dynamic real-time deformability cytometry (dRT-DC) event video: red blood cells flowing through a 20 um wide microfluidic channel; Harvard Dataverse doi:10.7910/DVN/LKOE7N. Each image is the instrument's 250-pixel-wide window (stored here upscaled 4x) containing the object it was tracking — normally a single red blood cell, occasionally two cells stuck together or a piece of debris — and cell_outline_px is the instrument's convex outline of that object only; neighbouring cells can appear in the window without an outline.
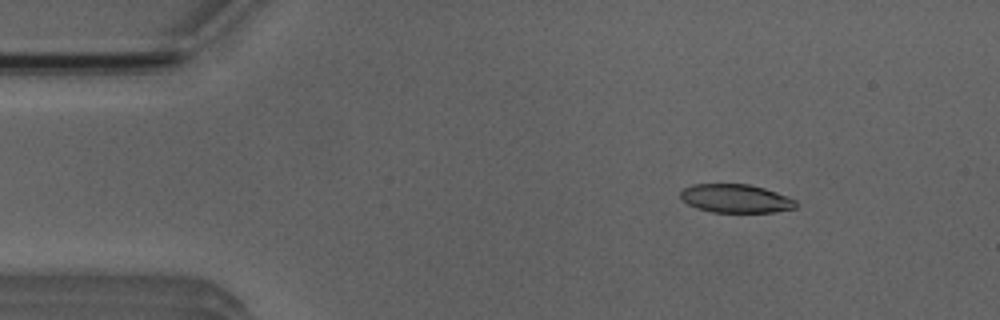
{"species": "Egyptian fruit bat (a non-hibernating species)", "species_latin": "Rousettus aegyptiacus", "temperature_condition": "room temperature", "stored_images_in_passage": 3, "camera_frame_rate_fps": 3000, "um_per_image_px": 0.085, "animal": {"sex": "male"}, "frame": {"image": 1, "passage_image": 1, "time_ms": 0.0, "image_size_px": [1000, 320], "cell_outline_px": [[796, 208], [772, 212], [712, 212], [696, 208], [688, 204], [680, 196], [680, 192], [684, 188], [692, 184], [748, 184], [764, 188], [776, 192], [796, 200]], "centroid_in_image_um": [62.52, 16.87], "position_along_channel_um": 22.5, "area_um2": 19.07}}
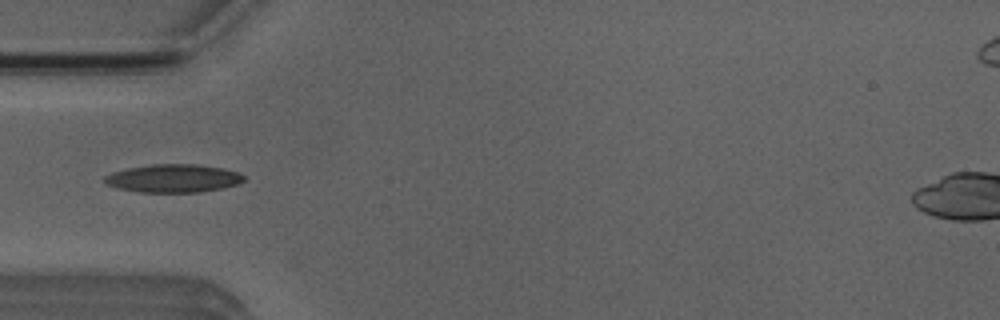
{"frame": {"image": 2, "passage_image": 3, "time_ms": 3.0, "image_size_px": [1000, 320], "cell_outline_px": [[244, 180], [236, 184], [220, 188], [200, 192], [136, 192], [116, 188], [104, 184], [104, 176], [112, 172], [128, 168], [152, 164], [196, 164], [224, 168], [240, 172], [244, 176]], "centroid_in_image_um": [14.69, 15.15], "position_along_channel_um": 70.3, "area_um2": 22.95}}